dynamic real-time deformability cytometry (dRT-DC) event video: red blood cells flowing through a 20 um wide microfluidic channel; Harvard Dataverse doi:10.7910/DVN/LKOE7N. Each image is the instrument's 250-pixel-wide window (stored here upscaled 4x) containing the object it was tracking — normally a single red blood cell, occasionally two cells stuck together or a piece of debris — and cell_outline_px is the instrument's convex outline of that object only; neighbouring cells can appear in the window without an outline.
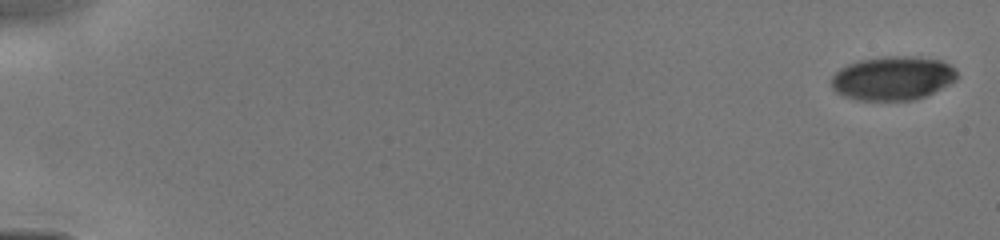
{"species": "human", "species_latin": "Homo sapiens", "temperature_condition": "cold", "stored_images_in_passage": 8, "camera_frame_rate_fps": 3000, "um_per_image_px": 0.085, "donor": {"sex": "male"}, "frame": {"image": 1, "passage_image": 1, "time_ms": 0.0, "image_size_px": [1000, 240], "cell_outline_px": [[956, 80], [916, 100], [856, 100], [844, 96], [836, 92], [832, 88], [832, 76], [840, 68], [848, 64], [860, 60], [884, 56], [912, 56], [940, 60], [956, 68]], "centroid_in_image_um": [75.86, 6.64], "position_along_channel_um": 9.1, "area_um2": 32.02}}
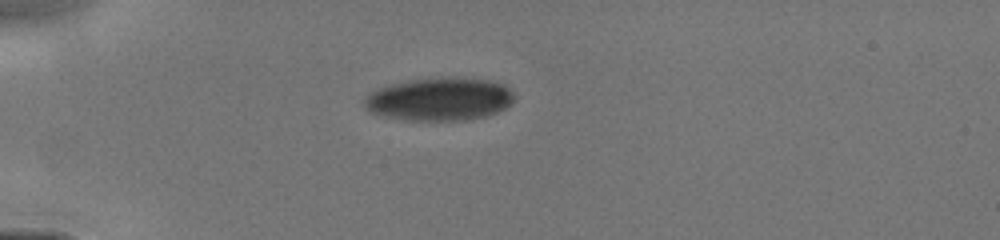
{"frame": {"image": 2, "passage_image": 6, "time_ms": 4.333, "image_size_px": [1000, 240], "cell_outline_px": [[512, 100], [504, 108], [496, 112], [484, 116], [464, 120], [404, 120], [384, 116], [368, 112], [364, 108], [364, 100], [372, 92], [380, 88], [392, 84], [408, 80], [488, 80], [504, 84], [512, 92]], "centroid_in_image_um": [37.3, 8.47], "position_along_channel_um": 47.7, "area_um2": 36.24}}
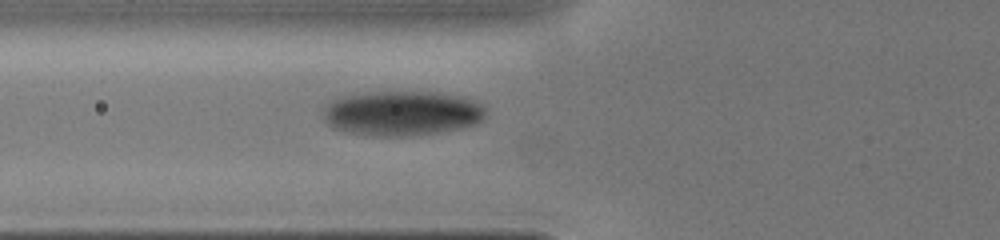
{"frame": {"image": 3, "passage_image": 8, "time_ms": 6.0, "image_size_px": [1000, 240], "cell_outline_px": [[484, 116], [480, 120], [472, 124], [456, 128], [436, 132], [400, 136], [372, 136], [348, 132], [332, 128], [324, 120], [324, 108], [332, 100], [344, 96], [368, 92], [436, 92], [464, 96], [484, 104]], "centroid_in_image_um": [34.14, 9.61], "position_along_channel_um": 91.7, "area_um2": 42.14}}